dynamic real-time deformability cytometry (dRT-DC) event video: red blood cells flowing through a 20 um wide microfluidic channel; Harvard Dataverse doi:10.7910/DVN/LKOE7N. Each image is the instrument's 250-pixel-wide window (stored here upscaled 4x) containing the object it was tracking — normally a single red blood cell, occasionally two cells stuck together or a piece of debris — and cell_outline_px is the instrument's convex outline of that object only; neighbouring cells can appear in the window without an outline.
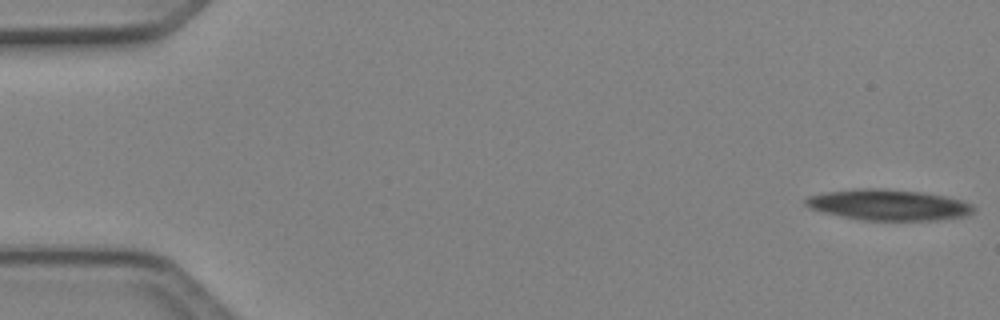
{"species": "Egyptian fruit bat (a non-hibernating species)", "species_latin": "Rousettus aegyptiacus", "temperature_condition": "cold", "stored_images_in_passage": 10, "camera_frame_rate_fps": 3000, "um_per_image_px": 0.085, "animal": {"sex": "female"}, "frame": {"image": 1, "passage_image": 1, "time_ms": 0.0, "image_size_px": [1000, 320], "cell_outline_px": [[976, 208], [968, 216], [936, 220], [864, 220], [824, 212], [808, 208], [804, 204], [804, 200], [808, 196], [824, 192], [856, 188], [876, 188], [920, 192], [944, 196], [964, 200], [972, 204]], "centroid_in_image_um": [75.53, 17.41], "position_along_channel_um": 9.5, "area_um2": 30.23}}
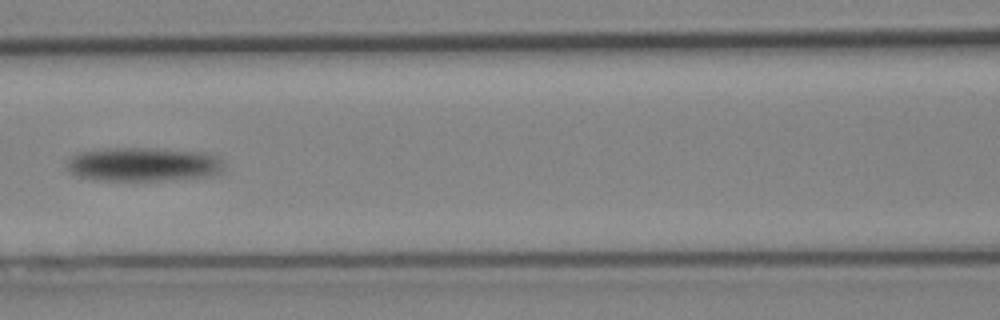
{"frame": {"image": 2, "passage_image": 7, "time_ms": 2.0, "image_size_px": [1000, 320], "cell_outline_px": [[224, 172], [212, 176], [160, 180], [96, 180], [76, 176], [64, 168], [64, 164], [72, 156], [80, 152], [104, 148], [156, 148], [204, 152], [216, 156], [220, 160], [224, 168]], "centroid_in_image_um": [12.15, 13.97], "position_along_channel_um": 154.5, "area_um2": 31.39}}
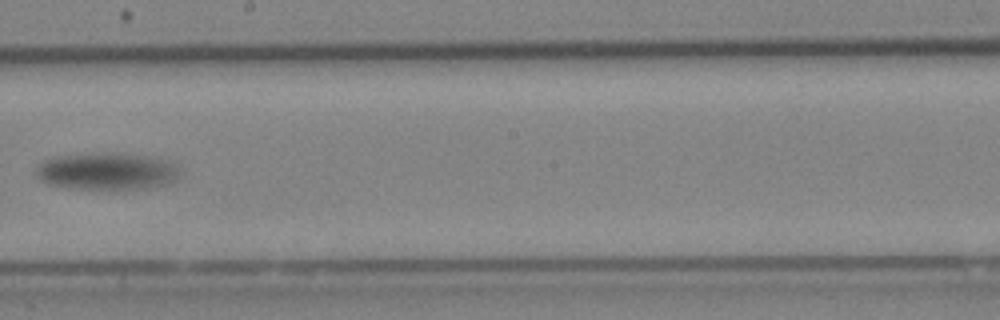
{"frame": {"image": 3, "passage_image": 9, "time_ms": 2.667, "image_size_px": [1000, 320], "cell_outline_px": [[176, 180], [168, 184], [152, 188], [124, 192], [112, 192], [72, 188], [48, 184], [40, 180], [36, 176], [36, 168], [44, 160], [56, 156], [100, 152], [116, 152], [148, 156], [168, 160], [176, 168]], "centroid_in_image_um": [9.08, 14.6], "position_along_channel_um": 239.1, "area_um2": 32.31}}